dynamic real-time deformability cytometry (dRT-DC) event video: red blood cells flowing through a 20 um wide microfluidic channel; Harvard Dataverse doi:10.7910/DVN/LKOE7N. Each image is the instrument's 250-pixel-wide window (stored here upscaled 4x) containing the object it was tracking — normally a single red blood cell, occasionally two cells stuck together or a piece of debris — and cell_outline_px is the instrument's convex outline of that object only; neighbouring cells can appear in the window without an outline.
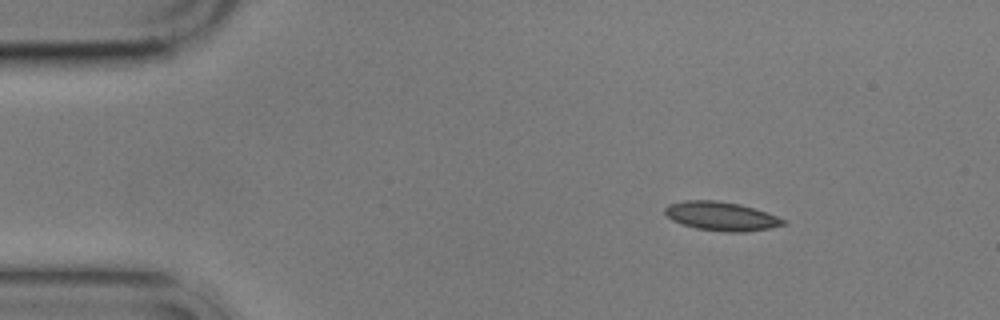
{"species": "common noctule bat (a hibernating species)", "species_latin": "Nyctalus noctula", "temperature_condition": "cold", "stored_images_in_passage": 2, "camera_frame_rate_fps": 3000, "um_per_image_px": 0.085, "animal": {"sex": "male", "body_mass_g": 17.9}, "frame": {"image": 1, "passage_image": 1, "time_ms": 0.0, "image_size_px": [1000, 320], "cell_outline_px": [[788, 224], [772, 228], [744, 232], [724, 232], [696, 228], [672, 220], [664, 212], [664, 208], [668, 204], [684, 200], [716, 200], [740, 204], [788, 220]], "centroid_in_image_um": [61.33, 18.38], "position_along_channel_um": 23.7, "area_um2": 19.94}}